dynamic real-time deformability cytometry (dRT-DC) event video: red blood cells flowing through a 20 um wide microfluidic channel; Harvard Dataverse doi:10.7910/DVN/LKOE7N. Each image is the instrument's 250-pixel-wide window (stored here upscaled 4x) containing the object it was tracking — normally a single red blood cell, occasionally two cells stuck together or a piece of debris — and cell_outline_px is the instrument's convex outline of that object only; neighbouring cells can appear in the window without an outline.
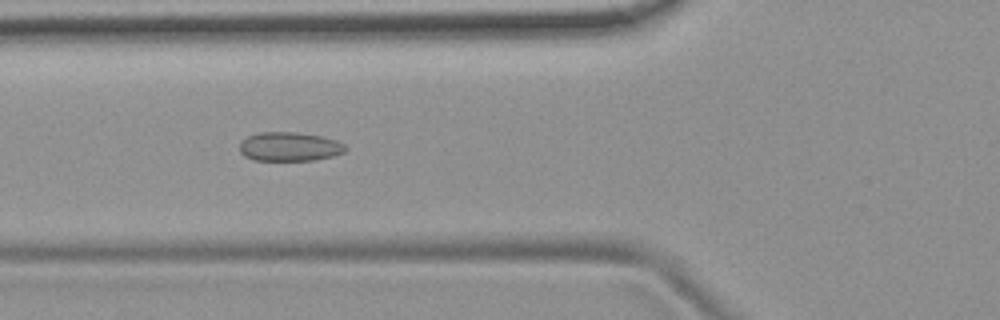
{"species": "common noctule bat (a hibernating species)", "species_latin": "Nyctalus noctula", "temperature_condition": "room temperature", "stored_images_in_passage": 49, "camera_frame_rate_fps": 3000, "um_per_image_px": 0.085, "animal": {"sex": "female", "body_mass_g": 19.9}, "frame": {"image": 1, "passage_image": 20, "time_ms": 6.333, "image_size_px": [1000, 320], "cell_outline_px": [[348, 148], [344, 152], [332, 156], [316, 160], [252, 160], [244, 156], [240, 152], [240, 140], [256, 132], [296, 132], [324, 136], [336, 140], [344, 144]], "centroid_in_image_um": [24.6, 12.45], "position_along_channel_um": 101.2, "area_um2": 18.15}}
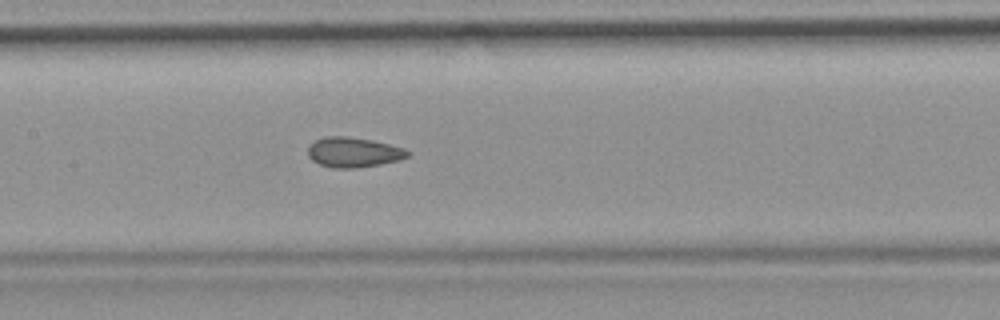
{"frame": {"image": 2, "passage_image": 26, "time_ms": 8.333, "image_size_px": [1000, 320], "cell_outline_px": [[408, 156], [400, 160], [380, 164], [356, 168], [332, 168], [320, 164], [312, 160], [308, 156], [308, 144], [324, 136], [348, 136], [372, 140], [404, 148], [408, 152]], "centroid_in_image_um": [30.01, 12.94], "position_along_channel_um": 177.4, "area_um2": 17.46}}
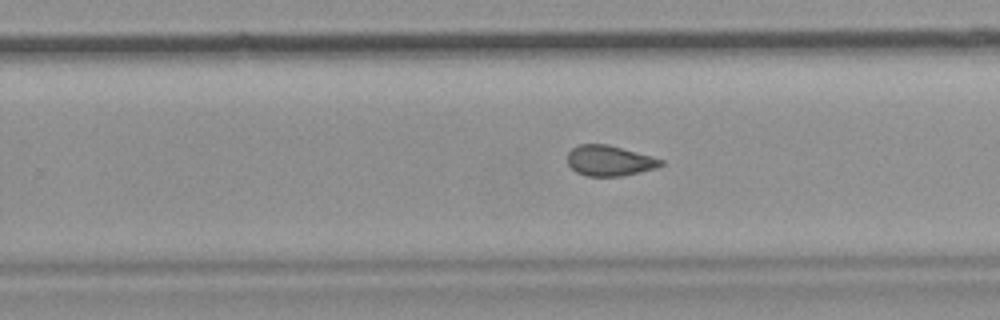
{"frame": {"image": 3, "passage_image": 34, "time_ms": 11.0, "image_size_px": [1000, 320], "cell_outline_px": [[664, 164], [656, 168], [640, 172], [620, 176], [588, 176], [576, 172], [568, 164], [568, 152], [572, 148], [580, 144], [608, 144], [652, 156], [664, 160]], "centroid_in_image_um": [51.82, 13.65], "position_along_channel_um": 278.0, "area_um2": 16.59}}